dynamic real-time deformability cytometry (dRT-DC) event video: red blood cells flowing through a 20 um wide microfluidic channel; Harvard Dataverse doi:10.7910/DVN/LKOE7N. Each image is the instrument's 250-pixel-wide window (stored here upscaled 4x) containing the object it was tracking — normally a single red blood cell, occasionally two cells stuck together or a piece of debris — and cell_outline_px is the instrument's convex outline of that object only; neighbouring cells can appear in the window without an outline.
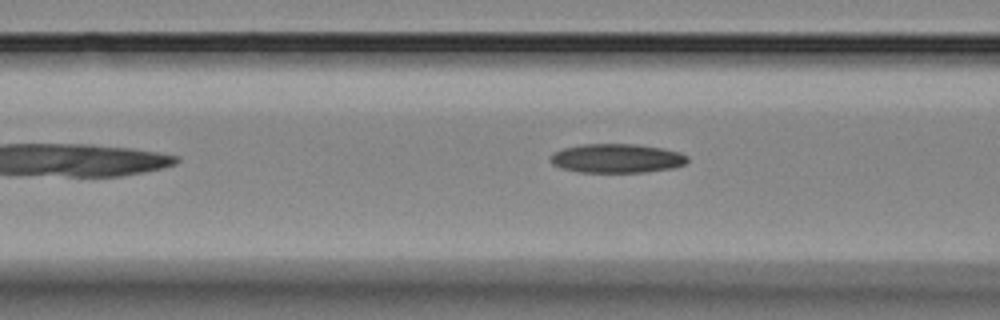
{"species": "Egyptian fruit bat (a non-hibernating species)", "species_latin": "Rousettus aegyptiacus", "temperature_condition": "room temperature", "stored_images_in_passage": 4, "camera_frame_rate_fps": 3000, "um_per_image_px": 0.085, "animal": {"sex": "female"}, "frame": {"image": 1, "passage_image": 4, "time_ms": 3.333, "image_size_px": [1000, 320], "cell_outline_px": [[688, 160], [684, 164], [672, 168], [644, 172], [580, 172], [560, 168], [552, 164], [548, 160], [548, 156], [552, 152], [564, 148], [584, 144], [636, 144], [664, 148], [680, 152], [688, 156]], "centroid_in_image_um": [52.39, 13.45], "position_along_channel_um": 114.2, "area_um2": 23.41}}